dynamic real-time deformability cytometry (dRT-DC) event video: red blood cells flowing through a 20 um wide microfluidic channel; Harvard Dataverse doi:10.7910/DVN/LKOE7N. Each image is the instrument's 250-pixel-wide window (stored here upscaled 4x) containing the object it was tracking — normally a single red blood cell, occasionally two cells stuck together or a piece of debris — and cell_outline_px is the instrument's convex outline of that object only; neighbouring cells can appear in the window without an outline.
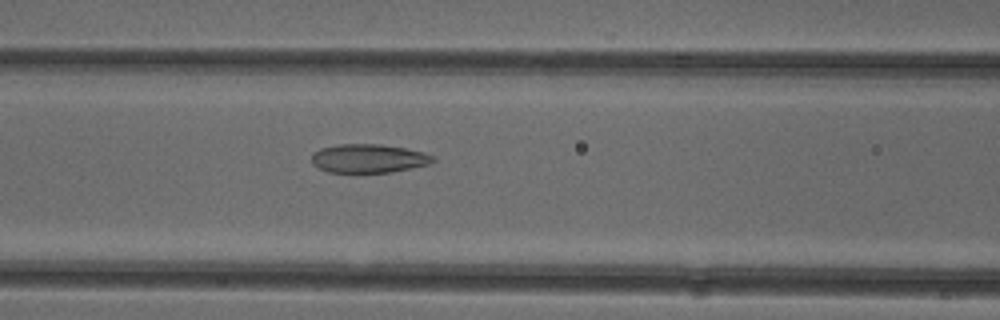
{"species": "common noctule bat (a hibernating species)", "species_latin": "Nyctalus noctula", "temperature_condition": "cold", "stored_images_in_passage": 30, "camera_frame_rate_fps": 3000, "um_per_image_px": 0.085, "animal": {"sex": "female"}, "frame": {"image": 1, "passage_image": 11, "time_ms": 3.333, "image_size_px": [1000, 320], "cell_outline_px": [[436, 160], [432, 164], [392, 172], [328, 172], [312, 164], [312, 156], [320, 148], [340, 144], [380, 144], [404, 148], [424, 152], [432, 156]], "centroid_in_image_um": [31.37, 13.47], "position_along_channel_um": 135.2, "area_um2": 20.23}}
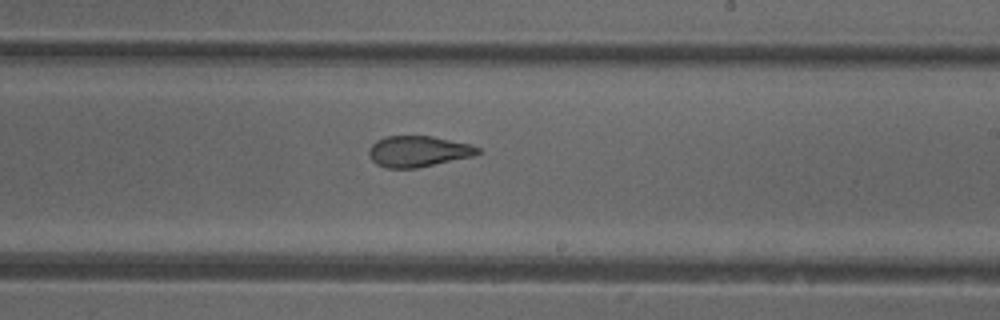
{"frame": {"image": 2, "passage_image": 20, "time_ms": 6.333, "image_size_px": [1000, 320], "cell_outline_px": [[484, 152], [472, 156], [416, 168], [384, 168], [376, 164], [372, 160], [368, 152], [372, 144], [376, 140], [388, 136], [432, 136], [472, 144], [480, 148]], "centroid_in_image_um": [35.57, 12.86], "position_along_channel_um": 253.4, "area_um2": 19.71}}
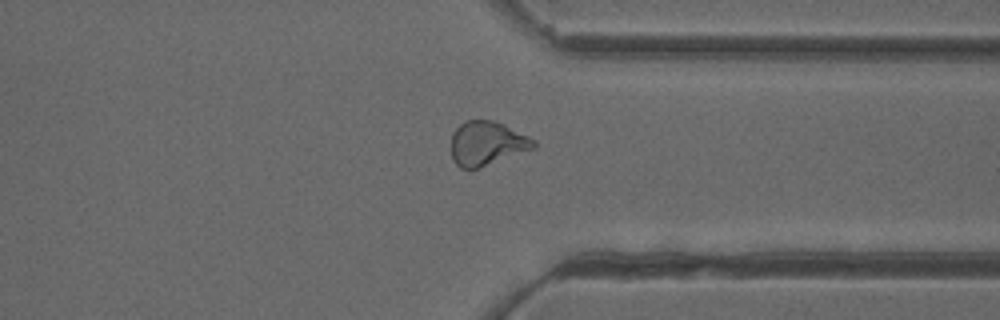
{"frame": {"image": 3, "passage_image": 29, "time_ms": 9.333, "image_size_px": [1000, 320], "cell_outline_px": [[536, 148], [476, 168], [460, 168], [452, 160], [452, 132], [464, 120], [492, 120], [504, 124], [536, 140]], "centroid_in_image_um": [41.39, 12.17], "position_along_channel_um": 370.0, "area_um2": 21.1}, "authors_computed_cell_mechanics": {"area_um2": 20.23, "velocity_mm_per_s": 3.9513, "shape_relaxation_time_tau1_ms": null, "shape_relaxation_time_tau2_ms": 1.5426, "deformation_change_tau1": null, "deformation_change_tau2": 0.0829}}